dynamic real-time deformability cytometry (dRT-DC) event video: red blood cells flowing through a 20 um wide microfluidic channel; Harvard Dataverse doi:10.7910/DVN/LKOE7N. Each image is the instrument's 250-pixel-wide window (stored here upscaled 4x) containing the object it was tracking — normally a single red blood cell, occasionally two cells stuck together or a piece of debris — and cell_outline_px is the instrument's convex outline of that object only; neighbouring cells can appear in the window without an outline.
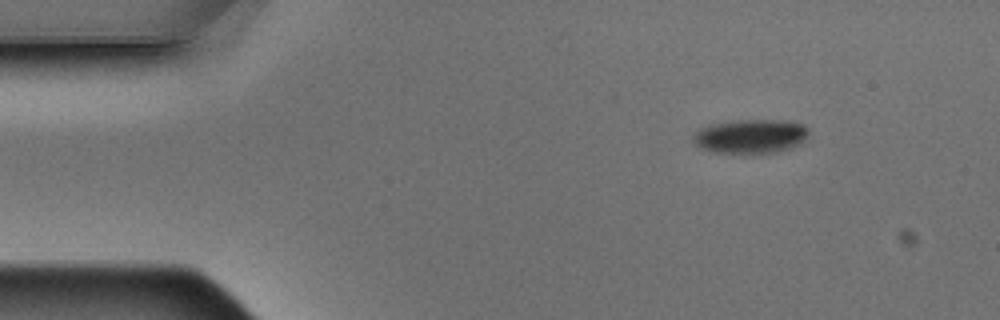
{"species": "Egyptian fruit bat (a non-hibernating species)", "species_latin": "Rousettus aegyptiacus", "temperature_condition": "warm", "stored_images_in_passage": 6, "camera_frame_rate_fps": 3000, "um_per_image_px": 0.085, "animal": {"sex": "male"}, "frame": {"image": 1, "passage_image": 1, "time_ms": 0.0, "image_size_px": [1000, 320], "cell_outline_px": [[808, 136], [804, 140], [788, 148], [776, 152], [744, 156], [712, 152], [700, 148], [692, 140], [692, 136], [700, 128], [712, 124], [736, 120], [788, 120], [804, 124], [808, 128]], "centroid_in_image_um": [63.77, 11.62], "position_along_channel_um": 21.2, "area_um2": 23.64}}
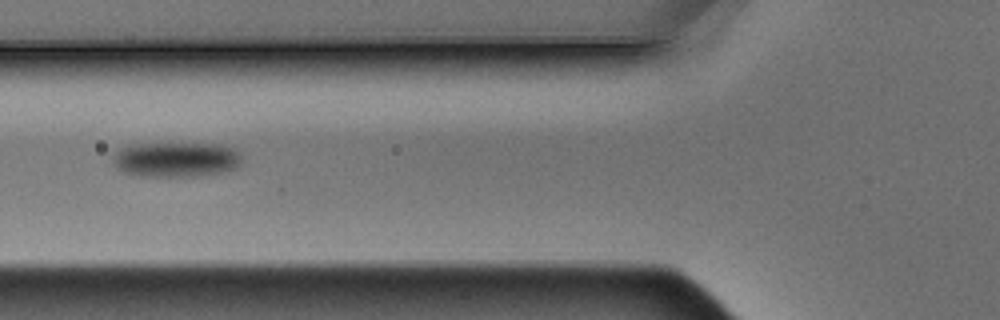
{"frame": {"image": 2, "passage_image": 5, "time_ms": 1.333, "image_size_px": [1000, 320], "cell_outline_px": [[240, 164], [236, 168], [220, 172], [196, 176], [144, 176], [124, 172], [112, 160], [116, 152], [120, 148], [128, 144], [224, 144], [240, 152]], "centroid_in_image_um": [14.99, 13.54], "position_along_channel_um": 110.8, "area_um2": 26.01}}
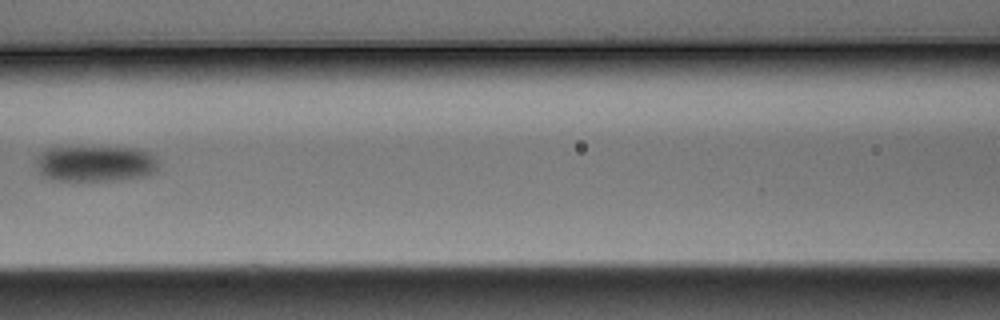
{"frame": {"image": 3, "passage_image": 6, "time_ms": 1.667, "image_size_px": [1000, 320], "cell_outline_px": [[156, 172], [144, 176], [120, 180], [56, 180], [44, 176], [40, 172], [36, 164], [36, 160], [40, 152], [44, 148], [136, 148], [148, 152], [156, 160]], "centroid_in_image_um": [8.09, 13.91], "position_along_channel_um": 158.5, "area_um2": 25.26}}